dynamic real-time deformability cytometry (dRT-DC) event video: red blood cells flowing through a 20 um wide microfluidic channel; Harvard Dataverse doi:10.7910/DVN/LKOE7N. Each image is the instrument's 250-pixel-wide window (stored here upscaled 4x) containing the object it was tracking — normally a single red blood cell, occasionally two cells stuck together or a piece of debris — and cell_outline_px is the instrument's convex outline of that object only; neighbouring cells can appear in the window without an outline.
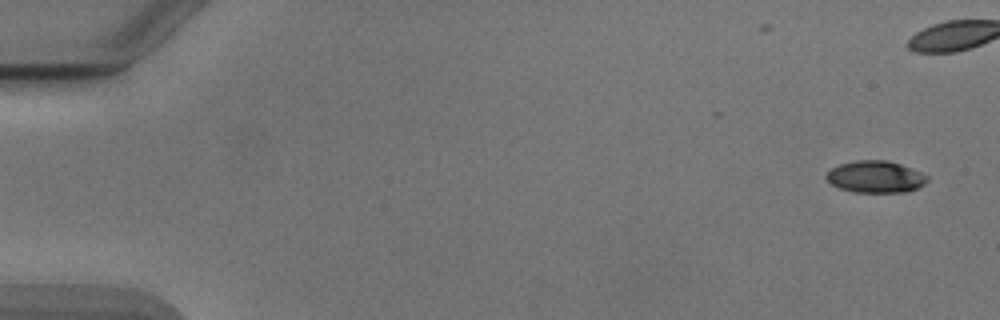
{"species": "Egyptian fruit bat (a non-hibernating species)", "species_latin": "Rousettus aegyptiacus", "temperature_condition": "cold", "stored_images_in_passage": 44, "camera_frame_rate_fps": 3000, "um_per_image_px": 0.085, "animal": {"sex": "male"}, "frame": {"image": 1, "passage_image": 1, "time_ms": 0.0, "image_size_px": [1000, 320], "cell_outline_px": [[928, 180], [924, 184], [916, 188], [904, 192], [856, 192], [840, 188], [832, 184], [824, 176], [832, 168], [840, 164], [856, 160], [888, 160], [900, 164], [920, 172], [928, 176]], "centroid_in_image_um": [74.41, 15.02], "position_along_channel_um": 10.6, "area_um2": 18.55}}
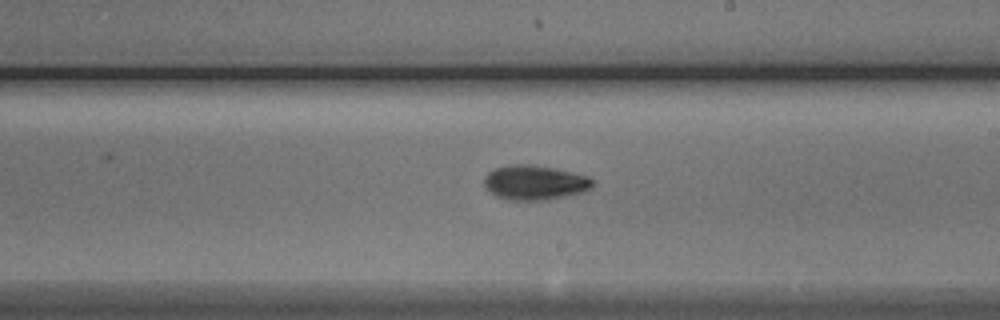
{"frame": {"image": 2, "passage_image": 30, "time_ms": 9.667, "image_size_px": [1000, 320], "cell_outline_px": [[592, 188], [584, 192], [548, 200], [512, 200], [496, 196], [484, 184], [484, 180], [488, 172], [496, 168], [512, 164], [528, 164], [552, 168], [572, 172], [588, 176], [592, 180]], "centroid_in_image_um": [45.48, 15.52], "position_along_channel_um": 243.5, "area_um2": 21.68}}
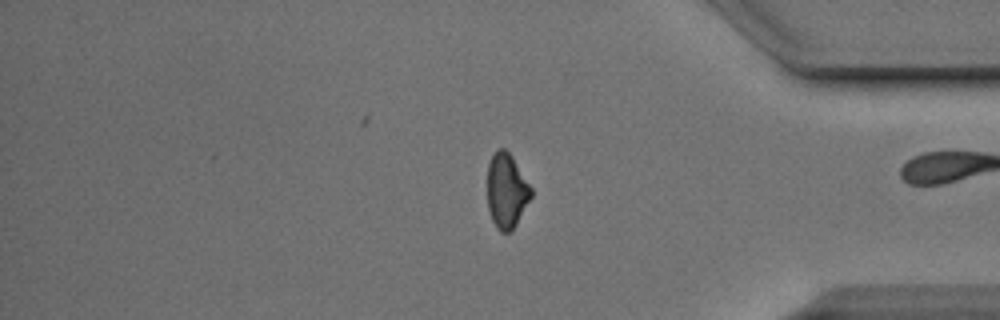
{"frame": {"image": 3, "passage_image": 43, "time_ms": 14.0, "image_size_px": [1000, 320], "cell_outline_px": [[532, 196], [512, 232], [500, 232], [496, 228], [492, 220], [488, 208], [488, 164], [492, 156], [500, 148], [504, 148], [512, 156], [532, 188]], "centroid_in_image_um": [43.07, 16.25], "position_along_channel_um": 392.1, "area_um2": 19.02}, "authors_computed_cell_mechanics": {"area_um2": 20.0855, "velocity_mm_per_s": 3.9047, "shape_relaxation_time_tau1_ms": 2.8182, "shape_relaxation_time_tau2_ms": null, "deformation_change_tau1": 0.1228, "deformation_change_tau2": null}}